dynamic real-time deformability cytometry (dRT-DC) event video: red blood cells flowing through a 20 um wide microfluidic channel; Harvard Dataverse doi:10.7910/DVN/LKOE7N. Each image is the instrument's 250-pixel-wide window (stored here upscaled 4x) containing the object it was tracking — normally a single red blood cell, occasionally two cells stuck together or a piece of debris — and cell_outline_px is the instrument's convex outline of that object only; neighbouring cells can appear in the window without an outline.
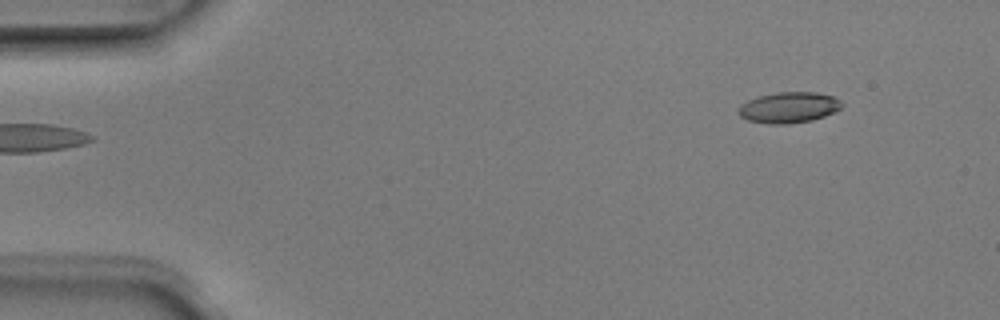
{"species": "Egyptian fruit bat (a non-hibernating species)", "species_latin": "Rousettus aegyptiacus", "temperature_condition": "room temperature", "stored_images_in_passage": 5, "camera_frame_rate_fps": 3000, "um_per_image_px": 0.085, "animal": {"sex": "male"}, "frame": {"image": 1, "passage_image": 5, "time_ms": 1.333, "image_size_px": [1000, 320], "cell_outline_px": [[844, 104], [840, 108], [824, 116], [812, 120], [788, 124], [768, 124], [748, 120], [740, 116], [736, 112], [740, 104], [756, 96], [776, 92], [816, 92], [832, 96], [840, 100]], "centroid_in_image_um": [67.0, 9.13], "position_along_channel_um": 18.0, "area_um2": 18.73}}